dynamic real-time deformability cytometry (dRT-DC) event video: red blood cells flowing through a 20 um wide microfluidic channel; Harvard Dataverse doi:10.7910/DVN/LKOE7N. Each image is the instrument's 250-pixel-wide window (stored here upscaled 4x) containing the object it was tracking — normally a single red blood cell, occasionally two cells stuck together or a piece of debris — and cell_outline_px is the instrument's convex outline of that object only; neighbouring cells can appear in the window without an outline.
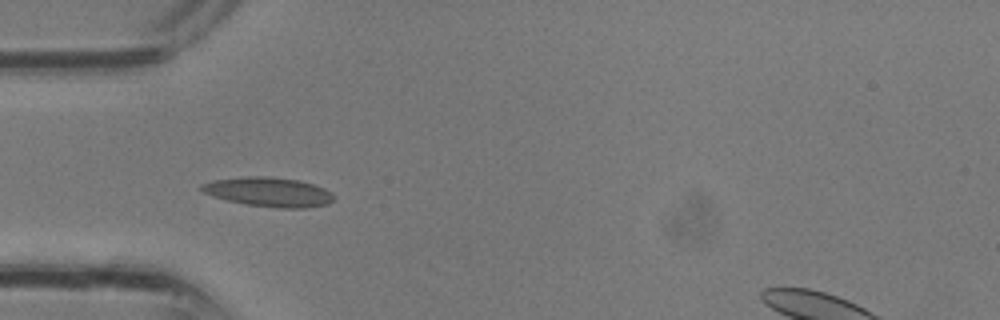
{"species": "common noctule bat (a hibernating species)", "species_latin": "Nyctalus noctula", "temperature_condition": "room temperature", "stored_images_in_passage": 32, "camera_frame_rate_fps": 3000, "um_per_image_px": 0.085, "animal": {"sex": "male", "body_mass_g": 13.3}, "frame": {"image": 1, "passage_image": 10, "time_ms": 3.0, "image_size_px": [1000, 320], "cell_outline_px": [[332, 200], [328, 204], [304, 208], [280, 208], [244, 204], [212, 196], [204, 192], [200, 188], [200, 184], [212, 180], [244, 176], [264, 176], [300, 180], [324, 188], [332, 192]], "centroid_in_image_um": [22.81, 16.31], "position_along_channel_um": 62.2, "area_um2": 22.6}}
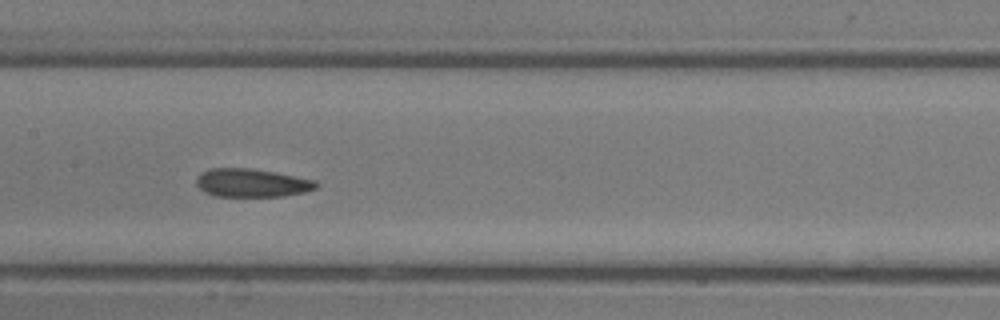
{"frame": {"image": 2, "passage_image": 16, "time_ms": 5.0, "image_size_px": [1000, 320], "cell_outline_px": [[320, 184], [316, 188], [304, 192], [284, 196], [216, 196], [204, 192], [196, 184], [196, 176], [200, 172], [208, 168], [252, 168], [276, 172], [316, 180]], "centroid_in_image_um": [21.39, 15.53], "position_along_channel_um": 186.0, "area_um2": 20.0}}
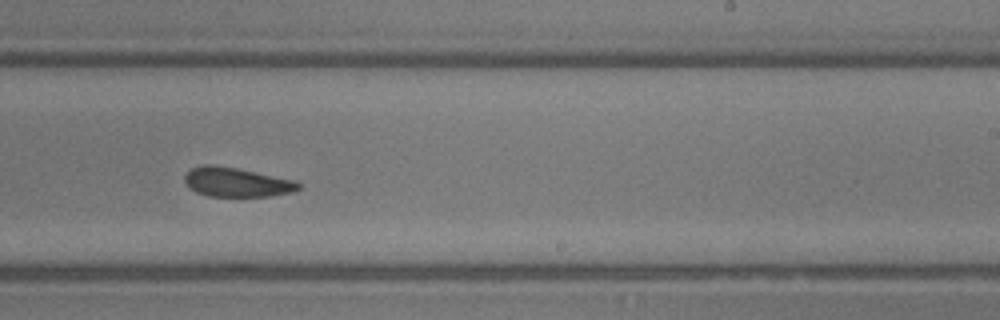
{"frame": {"image": 3, "passage_image": 20, "time_ms": 6.333, "image_size_px": [1000, 320], "cell_outline_px": [[300, 188], [292, 192], [268, 196], [208, 196], [196, 192], [188, 188], [184, 180], [184, 176], [192, 168], [200, 164], [216, 164], [296, 180], [300, 184]], "centroid_in_image_um": [20.07, 15.47], "position_along_channel_um": 268.9, "area_um2": 19.54}}